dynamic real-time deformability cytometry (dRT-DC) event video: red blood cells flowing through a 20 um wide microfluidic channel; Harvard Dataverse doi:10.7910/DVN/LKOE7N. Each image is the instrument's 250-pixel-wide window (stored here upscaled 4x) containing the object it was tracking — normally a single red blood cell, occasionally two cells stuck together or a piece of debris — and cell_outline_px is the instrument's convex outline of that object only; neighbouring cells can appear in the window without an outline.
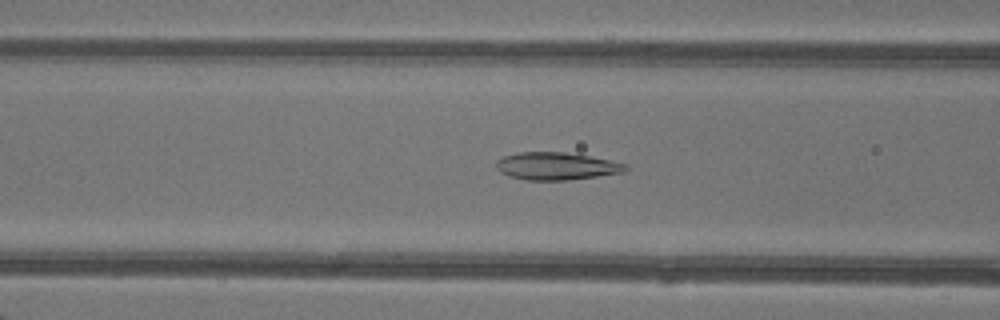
{"species": "common noctule bat (a hibernating species)", "species_latin": "Nyctalus noctula", "temperature_condition": "warm", "stored_images_in_passage": 32, "camera_frame_rate_fps": 3000, "um_per_image_px": 0.085, "animal": {"sex": "female"}, "frame": {"image": 1, "passage_image": 8, "time_ms": 2.333, "image_size_px": [1000, 320], "cell_outline_px": [[628, 168], [624, 172], [568, 180], [524, 180], [508, 176], [500, 172], [496, 168], [496, 160], [504, 156], [516, 152], [564, 152], [588, 156], [628, 164]], "centroid_in_image_um": [47.25, 14.12], "position_along_channel_um": 119.4, "area_um2": 20.75}}
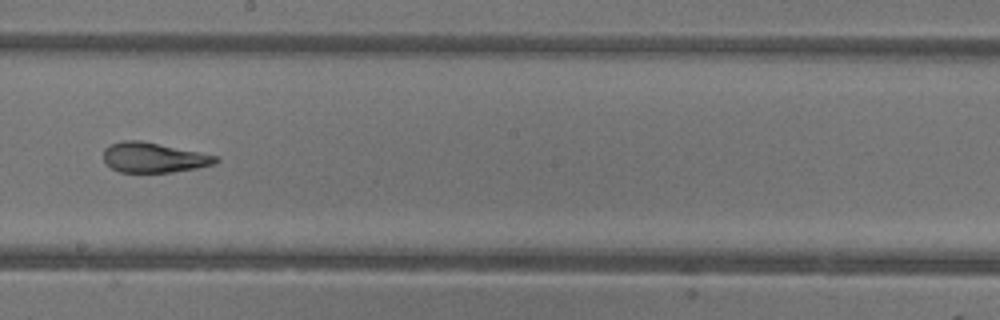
{"frame": {"image": 2, "passage_image": 16, "time_ms": 5.0, "image_size_px": [1000, 320], "cell_outline_px": [[220, 160], [216, 164], [196, 168], [172, 172], [120, 172], [112, 168], [104, 160], [104, 148], [112, 144], [124, 140], [140, 140], [216, 156]], "centroid_in_image_um": [13.06, 13.4], "position_along_channel_um": 235.1, "area_um2": 19.31}}
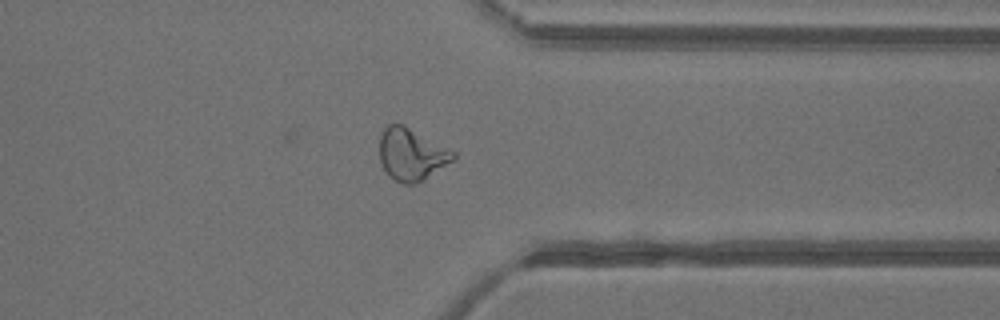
{"frame": {"image": 3, "passage_image": 26, "time_ms": 8.333, "image_size_px": [1000, 320], "cell_outline_px": [[456, 160], [416, 184], [404, 184], [388, 176], [380, 164], [380, 136], [384, 128], [388, 124], [404, 124], [456, 152]], "centroid_in_image_um": [34.99, 13.12], "position_along_channel_um": 376.4, "area_um2": 22.66}, "authors_computed_cell_mechanics": {"area_um2": 20.3456, "velocity_mm_per_s": 4.3395, "shape_relaxation_time_tau1_ms": 9.1366, "shape_relaxation_time_tau2_ms": 1.2898, "deformation_change_tau1": 0.2812, "deformation_change_tau2": 0.0779}}